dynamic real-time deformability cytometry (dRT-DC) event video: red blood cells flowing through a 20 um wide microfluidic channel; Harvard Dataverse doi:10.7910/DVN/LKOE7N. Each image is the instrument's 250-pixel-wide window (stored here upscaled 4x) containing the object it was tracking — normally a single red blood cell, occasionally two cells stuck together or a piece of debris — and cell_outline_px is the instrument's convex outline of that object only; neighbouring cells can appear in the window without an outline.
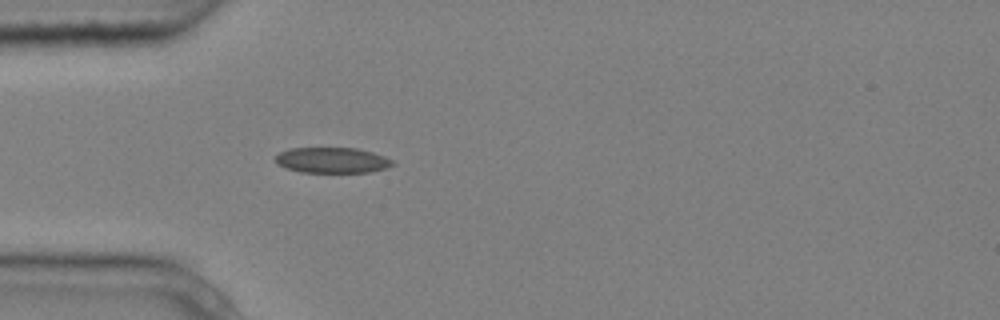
{"species": "common noctule bat (a hibernating species)", "species_latin": "Nyctalus noctula", "temperature_condition": "cold", "stored_images_in_passage": 3, "camera_frame_rate_fps": 3000, "um_per_image_px": 0.085, "animal": {"sex": "male", "body_mass_g": 20.4}, "frame": {"image": 1, "passage_image": 3, "time_ms": 0.667, "image_size_px": [1000, 320], "cell_outline_px": [[396, 164], [384, 168], [368, 172], [300, 172], [284, 168], [276, 160], [276, 156], [280, 152], [288, 148], [356, 148], [372, 152], [384, 156], [392, 160]], "centroid_in_image_um": [28.23, 13.61], "position_along_channel_um": 56.8, "area_um2": 17.34}}